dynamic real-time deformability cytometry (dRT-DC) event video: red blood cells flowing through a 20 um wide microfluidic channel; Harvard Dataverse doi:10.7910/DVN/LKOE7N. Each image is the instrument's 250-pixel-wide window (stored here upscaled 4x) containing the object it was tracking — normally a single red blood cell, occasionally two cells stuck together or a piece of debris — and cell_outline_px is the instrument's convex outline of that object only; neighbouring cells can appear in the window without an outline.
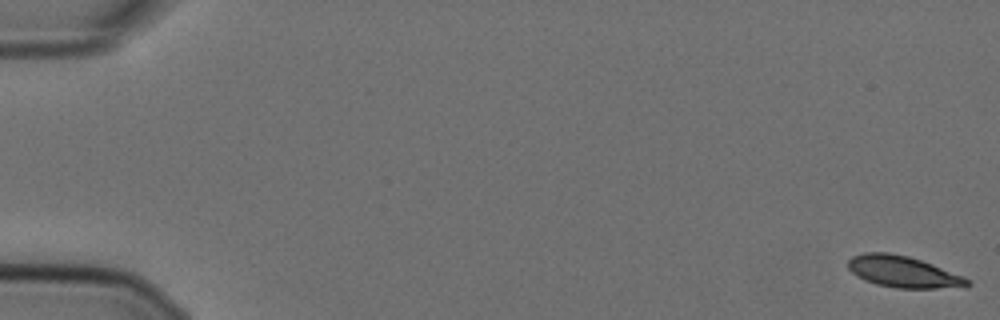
{"species": "Egyptian fruit bat (a non-hibernating species)", "species_latin": "Rousettus aegyptiacus", "temperature_condition": "cold", "stored_images_in_passage": 57, "camera_frame_rate_fps": 3000, "um_per_image_px": 0.085, "animal": {"sex": "female"}, "frame": {"image": 1, "passage_image": 1, "time_ms": 0.0, "image_size_px": [1000, 320], "cell_outline_px": [[972, 284], [968, 288], [896, 288], [876, 284], [864, 280], [856, 276], [848, 268], [848, 260], [852, 256], [864, 252], [888, 252], [908, 256], [932, 264], [964, 276], [972, 280]], "centroid_in_image_um": [76.82, 23.11], "position_along_channel_um": 8.2, "area_um2": 22.2}}
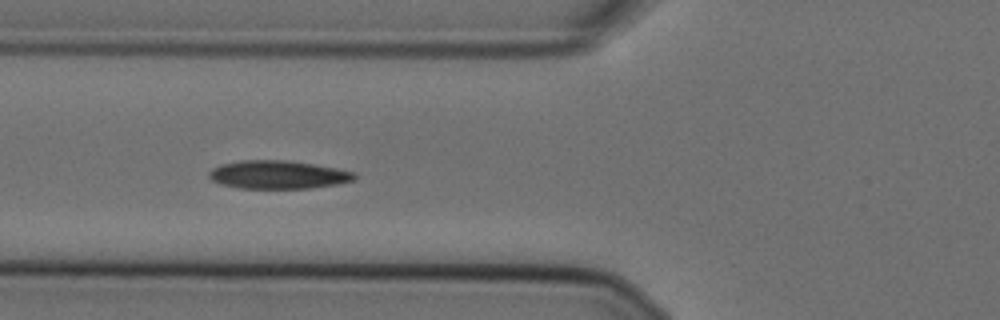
{"frame": {"image": 2, "passage_image": 22, "time_ms": 7.0, "image_size_px": [1000, 320], "cell_outline_px": [[356, 180], [336, 184], [312, 188], [240, 188], [224, 184], [212, 180], [208, 176], [208, 172], [212, 168], [220, 164], [240, 160], [284, 160], [312, 164], [336, 168], [356, 172]], "centroid_in_image_um": [23.64, 14.84], "position_along_channel_um": 102.2, "area_um2": 23.87}}
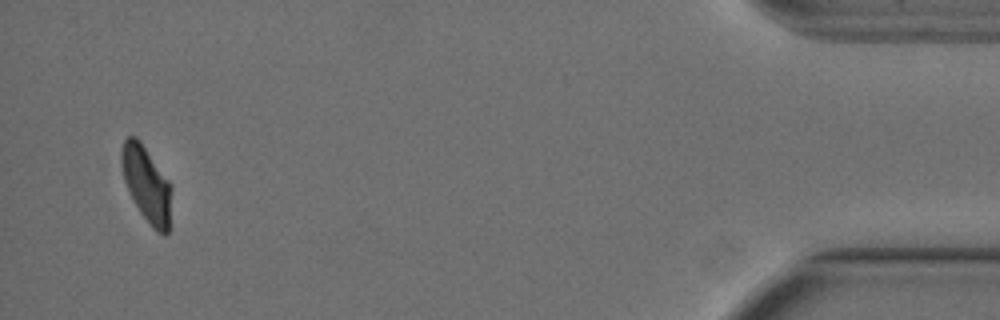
{"frame": {"image": 3, "passage_image": 55, "time_ms": 18.0, "image_size_px": [1000, 320], "cell_outline_px": [[172, 188], [168, 232], [164, 236], [156, 232], [152, 228], [140, 212], [128, 192], [124, 180], [120, 160], [120, 156], [124, 140], [128, 136], [136, 136], [140, 140], [168, 180]], "centroid_in_image_um": [12.45, 15.67], "position_along_channel_um": 422.8, "area_um2": 22.08}, "authors_computed_cell_mechanics": {"area_um2": 23.4668, "velocity_mm_per_s": 3.5921, "shape_relaxation_time_tau1_ms": 5.6707, "shape_relaxation_time_tau2_ms": 2.8249, "deformation_change_tau1": 0.1926, "deformation_change_tau2": 0.0859}}